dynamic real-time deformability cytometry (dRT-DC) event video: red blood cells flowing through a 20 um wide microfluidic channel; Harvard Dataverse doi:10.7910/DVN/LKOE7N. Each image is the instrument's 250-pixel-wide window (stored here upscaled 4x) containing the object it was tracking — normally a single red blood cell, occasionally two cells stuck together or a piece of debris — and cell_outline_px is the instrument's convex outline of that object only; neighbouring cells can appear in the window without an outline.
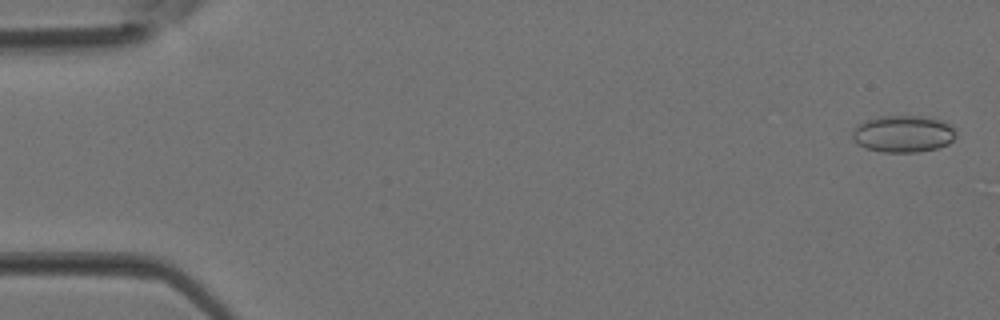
{"species": "Egyptian fruit bat (a non-hibernating species)", "species_latin": "Rousettus aegyptiacus", "temperature_condition": "room temperature", "stored_images_in_passage": 4, "camera_frame_rate_fps": 3000, "um_per_image_px": 0.085, "animal": {"sex": "female"}, "frame": {"image": 1, "passage_image": 1, "time_ms": 0.0, "image_size_px": [1000, 320], "cell_outline_px": [[956, 136], [948, 144], [936, 148], [916, 152], [880, 152], [864, 148], [856, 144], [852, 140], [852, 132], [856, 124], [880, 116], [928, 116], [940, 120], [948, 124], [956, 132]], "centroid_in_image_um": [76.72, 11.38], "position_along_channel_um": 8.3, "area_um2": 22.43}}